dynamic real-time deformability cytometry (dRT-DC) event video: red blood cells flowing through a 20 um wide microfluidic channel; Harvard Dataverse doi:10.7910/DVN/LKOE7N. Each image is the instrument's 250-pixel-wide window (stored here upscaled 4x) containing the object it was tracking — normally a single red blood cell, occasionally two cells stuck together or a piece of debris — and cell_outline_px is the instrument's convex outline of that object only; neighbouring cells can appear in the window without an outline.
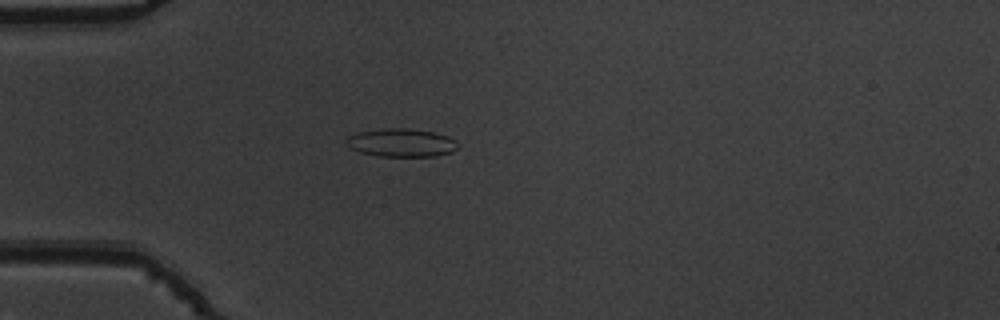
{"species": "common noctule bat (a hibernating species)", "species_latin": "Nyctalus noctula", "temperature_condition": "warm", "stored_images_in_passage": 54, "camera_frame_rate_fps": 3000, "um_per_image_px": 0.085, "animal": {"sex": "male", "body_mass_g": 19.5, "forearm_length_mm": 54.6}, "frame": {"image": 1, "passage_image": 16, "time_ms": 5.0, "image_size_px": [1000, 320], "cell_outline_px": [[460, 144], [452, 152], [436, 156], [376, 156], [360, 152], [344, 144], [344, 140], [348, 136], [360, 132], [380, 128], [404, 128], [432, 132], [448, 136], [456, 140]], "centroid_in_image_um": [34.1, 12.13], "position_along_channel_um": 50.9, "area_um2": 18.44}}
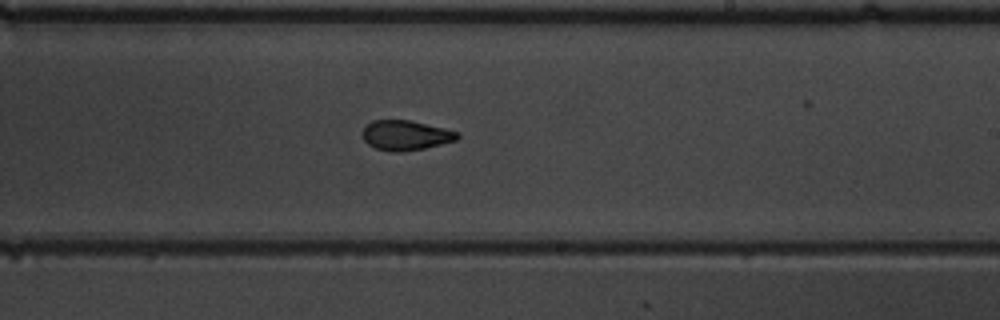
{"frame": {"image": 2, "passage_image": 33, "time_ms": 10.667, "image_size_px": [1000, 320], "cell_outline_px": [[460, 136], [456, 140], [424, 148], [400, 152], [392, 152], [376, 148], [368, 144], [364, 140], [364, 128], [372, 120], [408, 120], [444, 128], [456, 132]], "centroid_in_image_um": [34.47, 11.5], "position_along_channel_um": 254.5, "area_um2": 16.18}}
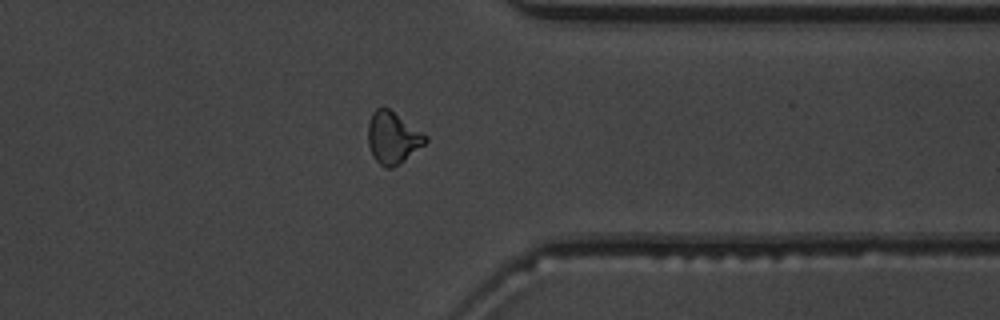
{"frame": {"image": 3, "passage_image": 43, "time_ms": 14.0, "image_size_px": [1000, 320], "cell_outline_px": [[428, 140], [424, 144], [400, 164], [392, 168], [384, 168], [372, 156], [368, 144], [368, 124], [372, 112], [376, 108], [388, 108], [428, 136]], "centroid_in_image_um": [33.37, 11.73], "position_along_channel_um": 378.0, "area_um2": 17.28}, "authors_computed_cell_mechanics": {"area_um2": 17.5423, "velocity_mm_per_s": 3.8388, "shape_relaxation_time_tau1_ms": 7.8151, "shape_relaxation_time_tau2_ms": 2.7061, "deformation_change_tau1": 0.1667, "deformation_change_tau2": 0.0986}}